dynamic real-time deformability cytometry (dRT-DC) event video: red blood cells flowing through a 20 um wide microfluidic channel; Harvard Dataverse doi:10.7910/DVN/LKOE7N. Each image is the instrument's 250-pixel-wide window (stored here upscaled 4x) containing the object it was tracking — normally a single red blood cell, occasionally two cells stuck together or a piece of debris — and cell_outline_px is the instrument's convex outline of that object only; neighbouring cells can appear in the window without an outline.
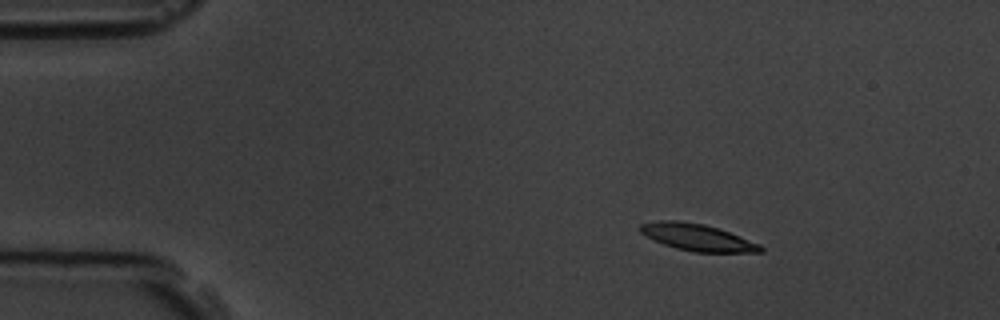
{"species": "common noctule bat (a hibernating species)", "species_latin": "Nyctalus noctula", "temperature_condition": "room temperature", "stored_images_in_passage": 9, "camera_frame_rate_fps": 3000, "um_per_image_px": 0.085, "animal": {"sex": "male", "body_mass_g": 19.5, "forearm_length_mm": 54.6}, "frame": {"image": 1, "passage_image": 1, "time_ms": 0.0, "image_size_px": [1000, 320], "cell_outline_px": [[764, 252], [692, 252], [676, 248], [664, 244], [640, 232], [636, 228], [640, 224], [660, 220], [680, 220], [704, 224], [720, 228], [760, 244], [764, 248]], "centroid_in_image_um": [59.28, 20.16], "position_along_channel_um": 25.7, "area_um2": 18.9}}
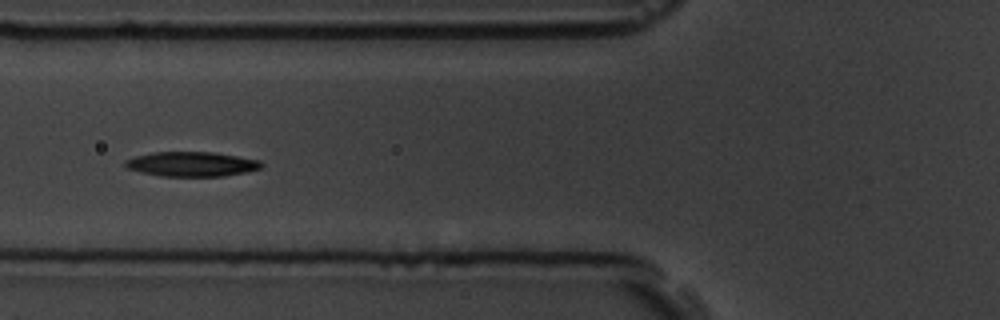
{"frame": {"image": 2, "passage_image": 5, "time_ms": 4.333, "image_size_px": [1000, 320], "cell_outline_px": [[264, 164], [260, 168], [248, 172], [224, 176], [160, 176], [140, 172], [124, 168], [124, 160], [136, 156], [152, 152], [212, 152], [260, 160]], "centroid_in_image_um": [16.26, 13.95], "position_along_channel_um": 109.5, "area_um2": 19.71}}
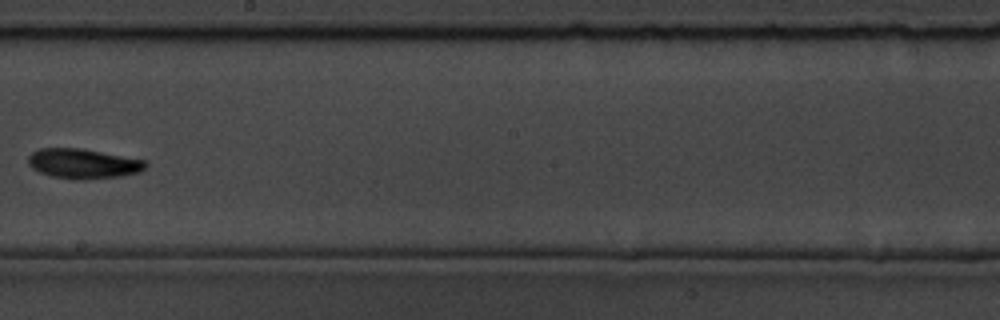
{"frame": {"image": 3, "passage_image": 8, "time_ms": 8.0, "image_size_px": [1000, 320], "cell_outline_px": [[148, 164], [140, 172], [120, 176], [84, 180], [72, 180], [52, 176], [40, 172], [32, 168], [28, 164], [28, 156], [32, 152], [40, 148], [80, 148], [144, 160]], "centroid_in_image_um": [7.04, 13.92], "position_along_channel_um": 241.2, "area_um2": 20.4}}